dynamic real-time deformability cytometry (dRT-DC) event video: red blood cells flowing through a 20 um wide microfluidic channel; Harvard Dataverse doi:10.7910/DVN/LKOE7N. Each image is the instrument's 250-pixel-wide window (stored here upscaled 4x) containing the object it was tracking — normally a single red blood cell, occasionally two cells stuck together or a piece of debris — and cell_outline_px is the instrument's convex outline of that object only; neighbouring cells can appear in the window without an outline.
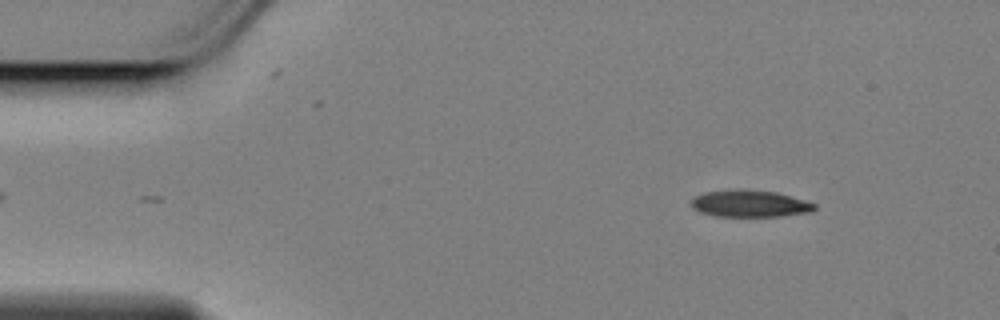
{"species": "Egyptian fruit bat (a non-hibernating species)", "species_latin": "Rousettus aegyptiacus", "temperature_condition": "cold", "stored_images_in_passage": 9, "camera_frame_rate_fps": 3000, "um_per_image_px": 0.085, "animal": {"sex": "female"}, "frame": {"image": 1, "passage_image": 6, "time_ms": 1.667, "image_size_px": [1000, 320], "cell_outline_px": [[816, 208], [812, 212], [780, 216], [716, 216], [700, 212], [692, 208], [688, 204], [688, 200], [692, 196], [704, 192], [736, 188], [740, 188], [776, 192], [804, 200], [816, 204]], "centroid_in_image_um": [63.65, 17.29], "position_along_channel_um": 21.4, "area_um2": 19.77}}